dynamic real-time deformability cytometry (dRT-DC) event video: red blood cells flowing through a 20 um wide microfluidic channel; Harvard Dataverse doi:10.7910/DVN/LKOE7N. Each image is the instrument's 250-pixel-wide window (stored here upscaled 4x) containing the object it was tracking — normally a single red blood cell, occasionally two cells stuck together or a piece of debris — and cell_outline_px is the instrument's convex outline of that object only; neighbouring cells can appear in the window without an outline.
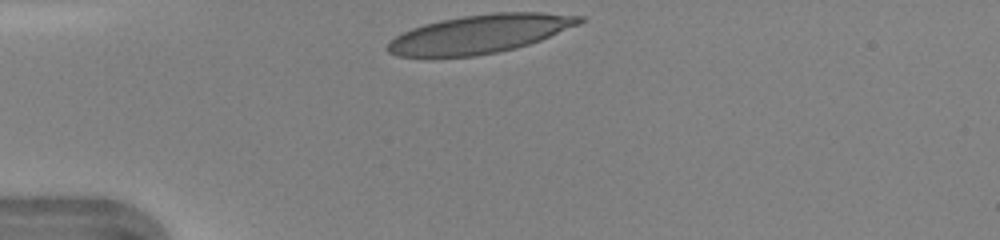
{"species": "human", "species_latin": "Homo sapiens", "temperature_condition": "warm", "stored_images_in_passage": 28, "camera_frame_rate_fps": 3000, "um_per_image_px": 0.085, "donor": {"sex": "female"}, "frame": {"image": 1, "passage_image": 1, "time_ms": 0.0, "image_size_px": [1000, 240], "cell_outline_px": [[584, 20], [580, 24], [540, 40], [516, 48], [476, 56], [396, 56], [388, 52], [384, 48], [388, 40], [412, 28], [424, 24], [440, 20], [464, 16], [492, 12], [540, 12], [584, 16]], "centroid_in_image_um": [40.77, 2.88], "position_along_channel_um": 44.2, "area_um2": 42.95}, "authors_computed_cell_mechanics": {"area_um2": 41.8472, "velocity_mm_per_s": 4.3321, "shape_relaxation_time_tau1_ms": 4.3472, "shape_relaxation_time_tau2_ms": null, "deformation_change_tau1": 0.2077, "deformation_change_tau2": null}}